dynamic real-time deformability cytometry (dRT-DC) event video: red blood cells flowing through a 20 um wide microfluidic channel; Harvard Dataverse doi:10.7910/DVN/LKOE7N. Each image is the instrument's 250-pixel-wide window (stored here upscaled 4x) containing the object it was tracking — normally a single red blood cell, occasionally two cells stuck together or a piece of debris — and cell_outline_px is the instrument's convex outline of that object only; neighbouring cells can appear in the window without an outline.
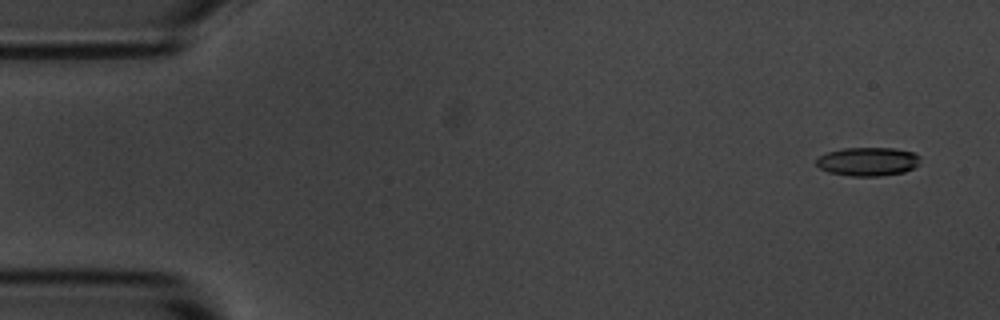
{"species": "common noctule bat (a hibernating species)", "species_latin": "Nyctalus noctula", "temperature_condition": "room temperature", "stored_images_in_passage": 6, "camera_frame_rate_fps": 3000, "um_per_image_px": 0.085, "animal": {"sex": "male", "body_mass_g": 20.1, "forearm_length_mm": 53.5}, "frame": {"image": 1, "passage_image": 1, "time_ms": 0.0, "image_size_px": [1000, 320], "cell_outline_px": [[920, 164], [904, 172], [880, 176], [852, 176], [828, 172], [820, 168], [816, 164], [816, 160], [820, 156], [828, 152], [844, 148], [892, 148], [912, 152], [920, 156]], "centroid_in_image_um": [73.78, 13.73], "position_along_channel_um": 11.2, "area_um2": 17.28}}
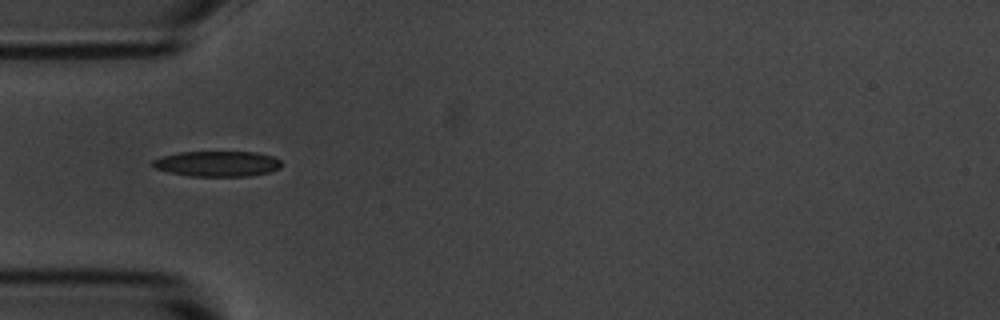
{"frame": {"image": 2, "passage_image": 5, "time_ms": 1.333, "image_size_px": [1000, 320], "cell_outline_px": [[284, 164], [280, 168], [268, 172], [248, 176], [188, 176], [168, 172], [156, 168], [152, 164], [152, 160], [164, 156], [180, 152], [256, 152], [272, 156], [280, 160]], "centroid_in_image_um": [18.5, 13.92], "position_along_channel_um": 66.5, "area_um2": 19.07}}